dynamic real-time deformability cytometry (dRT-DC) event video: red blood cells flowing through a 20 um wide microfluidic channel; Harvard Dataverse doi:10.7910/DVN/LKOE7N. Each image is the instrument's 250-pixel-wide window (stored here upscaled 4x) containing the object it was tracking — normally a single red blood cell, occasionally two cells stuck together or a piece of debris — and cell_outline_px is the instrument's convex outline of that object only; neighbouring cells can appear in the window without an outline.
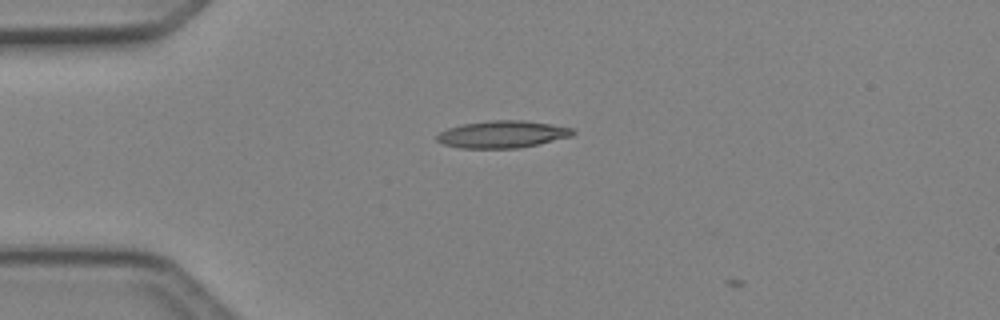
{"species": "Egyptian fruit bat (a non-hibernating species)", "species_latin": "Rousettus aegyptiacus", "temperature_condition": "cold", "stored_images_in_passage": 3, "camera_frame_rate_fps": 3000, "um_per_image_px": 0.085, "animal": {"sex": "female"}, "frame": {"image": 1, "passage_image": 2, "time_ms": 0.333, "image_size_px": [1000, 320], "cell_outline_px": [[576, 132], [572, 136], [520, 148], [460, 148], [444, 144], [436, 140], [436, 136], [440, 132], [448, 128], [464, 124], [492, 120], [524, 120], [552, 124], [572, 128]], "centroid_in_image_um": [42.72, 11.41], "position_along_channel_um": 42.3, "area_um2": 21.44}}